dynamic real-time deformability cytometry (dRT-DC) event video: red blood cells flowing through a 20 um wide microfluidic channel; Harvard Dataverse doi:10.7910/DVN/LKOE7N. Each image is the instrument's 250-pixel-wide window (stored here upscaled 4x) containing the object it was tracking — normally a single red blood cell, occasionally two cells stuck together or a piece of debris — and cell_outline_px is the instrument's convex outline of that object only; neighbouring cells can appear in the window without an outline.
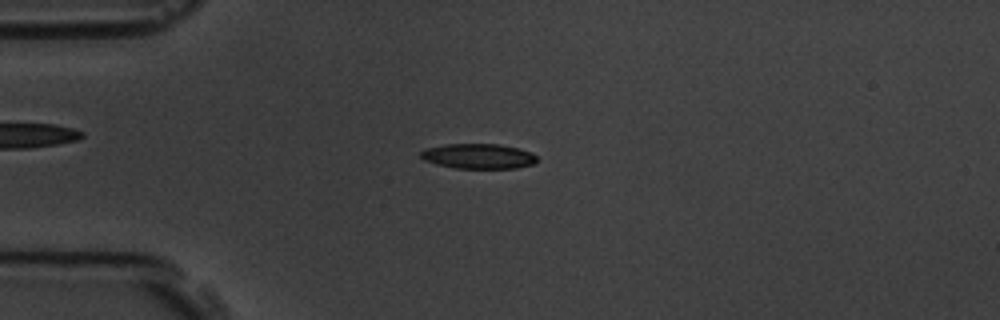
{"species": "common noctule bat (a hibernating species)", "species_latin": "Nyctalus noctula", "temperature_condition": "room temperature", "stored_images_in_passage": 58, "camera_frame_rate_fps": 3000, "um_per_image_px": 0.085, "animal": {"sex": "male", "body_mass_g": 19.5, "forearm_length_mm": 54.6}, "frame": {"image": 1, "passage_image": 15, "time_ms": 4.667, "image_size_px": [1000, 320], "cell_outline_px": [[536, 160], [532, 164], [516, 168], [456, 168], [436, 164], [424, 160], [420, 156], [420, 152], [424, 148], [444, 144], [500, 144], [520, 148], [532, 152], [536, 156]], "centroid_in_image_um": [40.64, 13.26], "position_along_channel_um": 44.4, "area_um2": 17.05}}
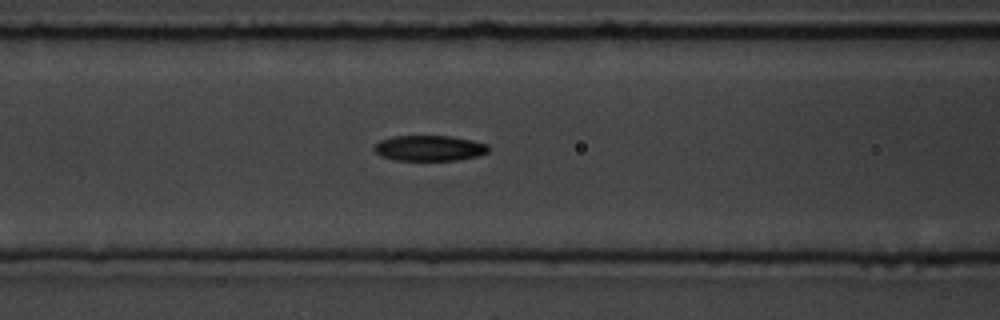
{"frame": {"image": 2, "passage_image": 24, "time_ms": 7.667, "image_size_px": [1000, 320], "cell_outline_px": [[488, 152], [476, 156], [456, 160], [396, 160], [380, 156], [372, 148], [380, 140], [396, 136], [448, 136], [472, 140], [488, 144]], "centroid_in_image_um": [36.48, 12.59], "position_along_channel_um": 130.1, "area_um2": 16.88}}
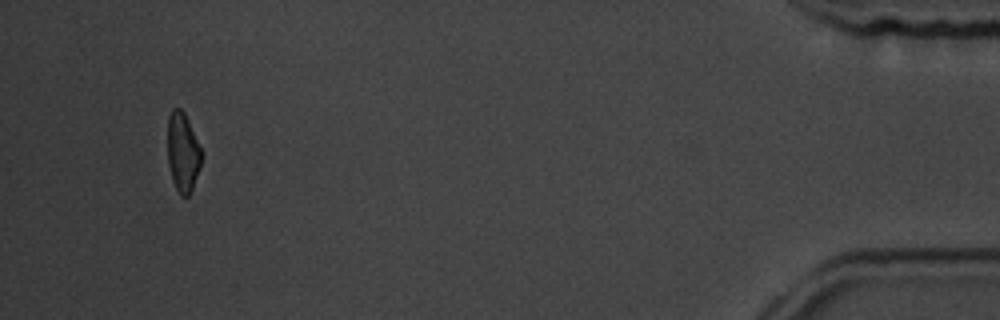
{"frame": {"image": 3, "passage_image": 55, "time_ms": 18.0, "image_size_px": [1000, 320], "cell_outline_px": [[200, 168], [192, 188], [188, 196], [180, 196], [172, 180], [168, 164], [168, 116], [172, 108], [180, 108], [184, 112], [188, 120], [200, 148]], "centroid_in_image_um": [15.51, 12.94], "position_along_channel_um": 419.7, "area_um2": 15.37}, "authors_computed_cell_mechanics": {"area_um2": 16.9065, "velocity_mm_per_s": 3.5457, "shape_relaxation_time_tau1_ms": 3.497, "shape_relaxation_time_tau2_ms": 3.6534, "deformation_change_tau1": 0.1262, "deformation_change_tau2": 0.1028}}